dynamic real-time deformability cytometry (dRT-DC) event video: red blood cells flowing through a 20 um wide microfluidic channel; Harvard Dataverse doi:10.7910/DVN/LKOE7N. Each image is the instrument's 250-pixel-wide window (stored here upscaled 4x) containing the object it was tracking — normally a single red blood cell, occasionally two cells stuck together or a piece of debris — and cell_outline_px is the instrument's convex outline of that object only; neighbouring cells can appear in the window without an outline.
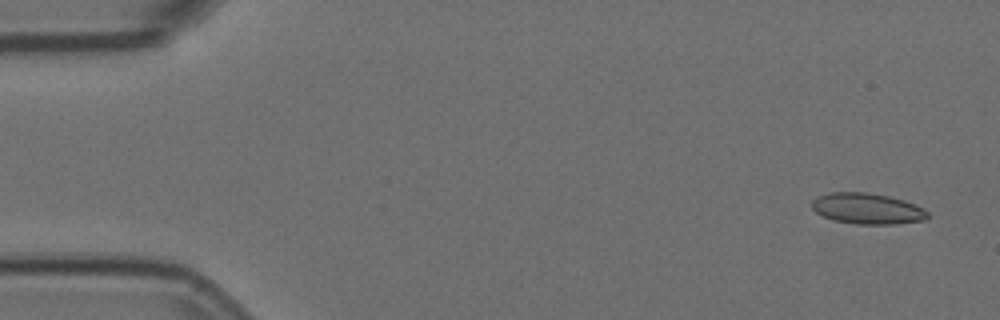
{"species": "Egyptian fruit bat (a non-hibernating species)", "species_latin": "Rousettus aegyptiacus", "temperature_condition": "room temperature", "stored_images_in_passage": 5, "camera_frame_rate_fps": 3000, "um_per_image_px": 0.085, "animal": {"sex": "female"}, "frame": {"image": 1, "passage_image": 1, "time_ms": 0.0, "image_size_px": [1000, 320], "cell_outline_px": [[928, 216], [924, 220], [896, 224], [856, 224], [832, 220], [816, 212], [812, 208], [812, 200], [816, 196], [828, 192], [868, 192], [888, 196], [904, 200], [916, 204], [924, 208], [928, 212]], "centroid_in_image_um": [73.71, 17.72], "position_along_channel_um": 11.3, "area_um2": 21.04}}
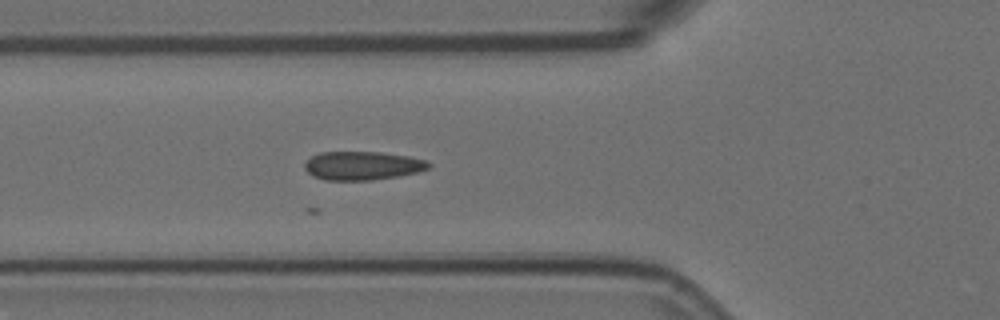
{"frame": {"image": 2, "passage_image": 5, "time_ms": 1.333, "image_size_px": [1000, 320], "cell_outline_px": [[432, 164], [428, 168], [416, 172], [396, 176], [372, 180], [324, 180], [312, 176], [304, 168], [304, 164], [312, 156], [320, 152], [380, 152], [408, 156], [424, 160]], "centroid_in_image_um": [30.77, 14.08], "position_along_channel_um": 95.0, "area_um2": 20.52}}